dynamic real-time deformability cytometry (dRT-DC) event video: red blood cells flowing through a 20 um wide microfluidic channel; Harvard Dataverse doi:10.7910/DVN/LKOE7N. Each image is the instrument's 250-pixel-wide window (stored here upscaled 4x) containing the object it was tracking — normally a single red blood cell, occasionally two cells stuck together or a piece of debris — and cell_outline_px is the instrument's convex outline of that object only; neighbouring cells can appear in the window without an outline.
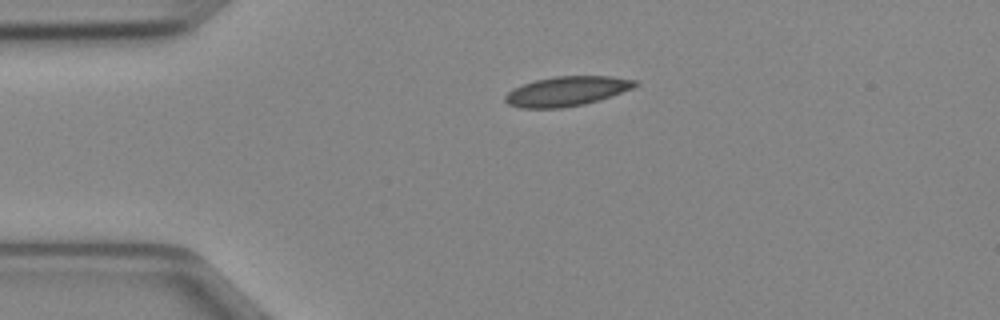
{"species": "Egyptian fruit bat (a non-hibernating species)", "species_latin": "Rousettus aegyptiacus", "temperature_condition": "cold", "stored_images_in_passage": 24, "camera_frame_rate_fps": 3000, "um_per_image_px": 0.085, "animal": {"sex": "female"}, "frame": {"image": 1, "passage_image": 1, "time_ms": 0.0, "image_size_px": [1000, 320], "cell_outline_px": [[640, 84], [632, 88], [584, 104], [560, 108], [520, 108], [508, 104], [504, 100], [504, 96], [512, 88], [536, 80], [556, 76], [612, 76], [636, 80]], "centroid_in_image_um": [48.14, 7.75], "position_along_channel_um": 36.9, "area_um2": 22.2}}
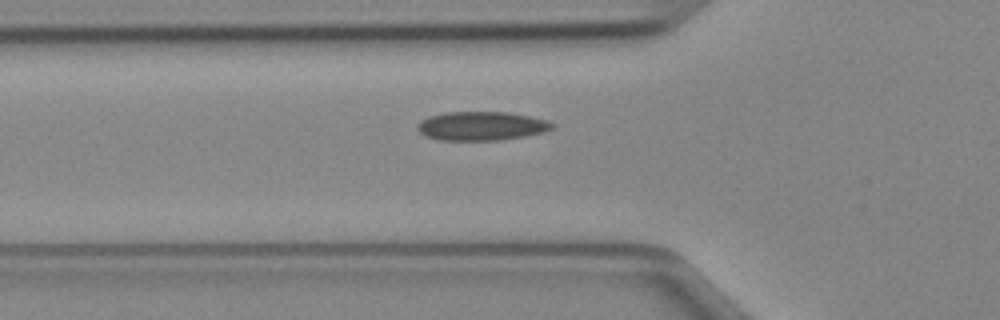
{"frame": {"image": 2, "passage_image": 7, "time_ms": 2.0, "image_size_px": [1000, 320], "cell_outline_px": [[556, 124], [552, 128], [544, 132], [524, 136], [500, 140], [436, 140], [424, 136], [416, 128], [416, 124], [420, 120], [428, 116], [444, 112], [508, 112], [528, 116], [544, 120]], "centroid_in_image_um": [40.85, 10.71], "position_along_channel_um": 85.0, "area_um2": 22.77}}
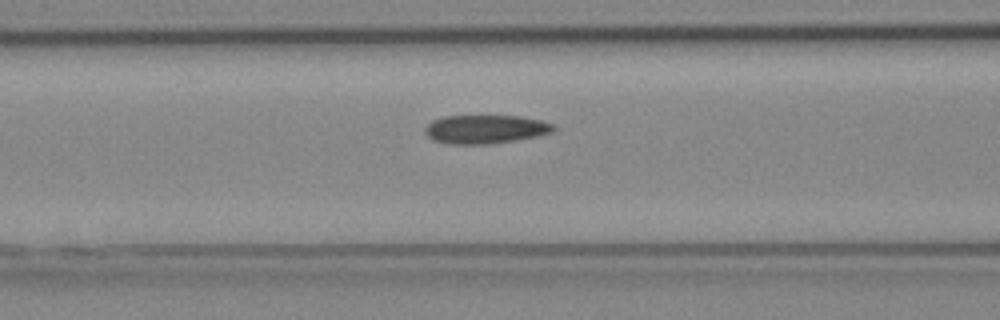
{"frame": {"image": 3, "passage_image": 10, "time_ms": 3.0, "image_size_px": [1000, 320], "cell_outline_px": [[556, 128], [552, 132], [536, 136], [516, 140], [492, 144], [448, 144], [432, 140], [424, 132], [424, 128], [432, 120], [444, 116], [480, 112], [520, 116], [540, 120], [556, 124]], "centroid_in_image_um": [41.24, 10.93], "position_along_channel_um": 125.4, "area_um2": 22.72}}